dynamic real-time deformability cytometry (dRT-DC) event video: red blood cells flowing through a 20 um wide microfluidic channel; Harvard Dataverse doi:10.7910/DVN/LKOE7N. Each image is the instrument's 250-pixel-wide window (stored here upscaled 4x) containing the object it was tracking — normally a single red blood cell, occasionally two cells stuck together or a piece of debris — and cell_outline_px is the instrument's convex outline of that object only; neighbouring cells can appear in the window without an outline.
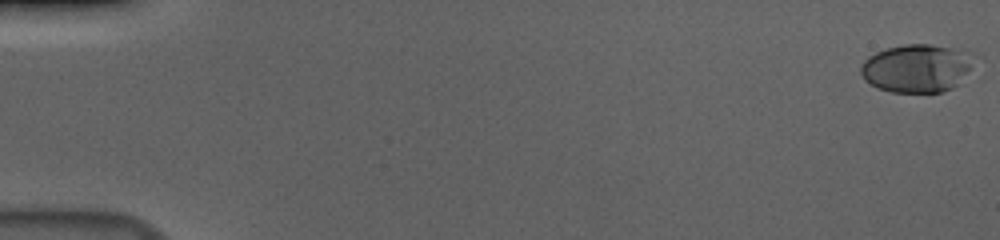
{"species": "human", "species_latin": "Homo sapiens", "temperature_condition": "cold", "stored_images_in_passage": 57, "camera_frame_rate_fps": 3000, "um_per_image_px": 0.085, "donor": {"sex": "male"}, "frame": {"image": 1, "passage_image": 1, "time_ms": 0.0, "image_size_px": [1000, 240], "cell_outline_px": [[968, 68], [956, 84], [952, 88], [940, 92], [892, 92], [876, 88], [864, 80], [860, 72], [860, 68], [864, 60], [868, 56], [876, 52], [888, 48], [904, 44], [928, 44], [968, 52]], "centroid_in_image_um": [77.77, 5.81], "position_along_channel_um": 7.2, "area_um2": 30.87}}
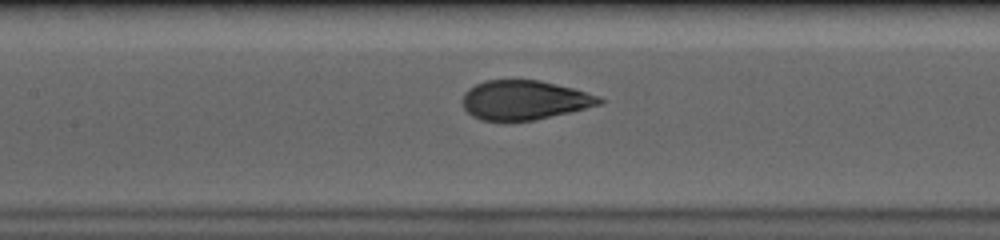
{"frame": {"image": 2, "passage_image": 28, "time_ms": 9.0, "image_size_px": [1000, 240], "cell_outline_px": [[604, 104], [532, 120], [480, 120], [472, 116], [464, 108], [464, 92], [468, 88], [484, 80], [540, 80], [572, 88], [600, 96], [604, 100]], "centroid_in_image_um": [44.58, 8.49], "position_along_channel_um": 162.8, "area_um2": 31.1}}
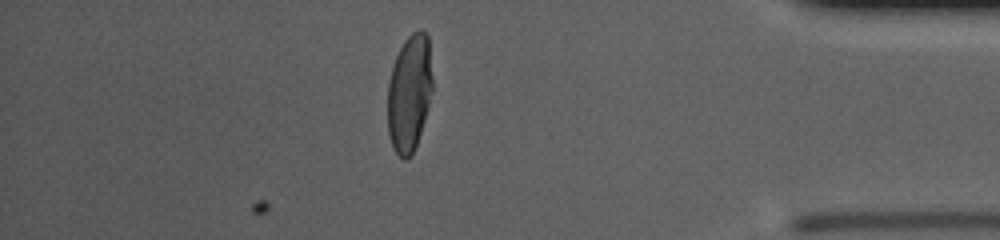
{"frame": {"image": 3, "passage_image": 50, "time_ms": 16.333, "image_size_px": [1000, 240], "cell_outline_px": [[432, 92], [428, 108], [412, 156], [408, 160], [404, 160], [396, 152], [392, 144], [388, 132], [388, 80], [392, 64], [404, 40], [412, 32], [420, 28], [428, 36], [432, 76]], "centroid_in_image_um": [34.79, 7.89], "position_along_channel_um": 400.4, "area_um2": 30.75}, "authors_computed_cell_mechanics": {"area_um2": 31.5588, "velocity_mm_per_s": 3.6873, "shape_relaxation_time_tau1_ms": 5.1517, "shape_relaxation_time_tau2_ms": null, "deformation_change_tau1": 0.223, "deformation_change_tau2": null}}